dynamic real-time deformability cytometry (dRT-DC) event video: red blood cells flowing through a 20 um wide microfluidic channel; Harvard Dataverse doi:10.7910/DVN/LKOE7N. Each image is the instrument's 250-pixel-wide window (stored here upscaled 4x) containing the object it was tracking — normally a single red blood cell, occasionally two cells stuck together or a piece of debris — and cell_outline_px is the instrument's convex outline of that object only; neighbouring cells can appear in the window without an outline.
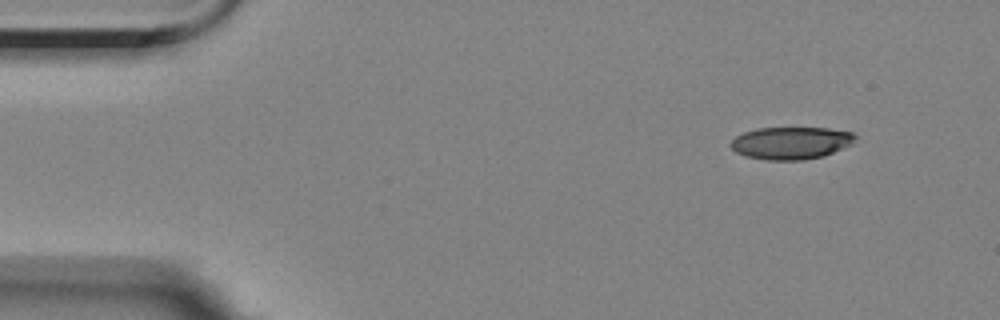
{"species": "Egyptian fruit bat (a non-hibernating species)", "species_latin": "Rousettus aegyptiacus", "temperature_condition": "room temperature", "stored_images_in_passage": 47, "camera_frame_rate_fps": 3000, "um_per_image_px": 0.085, "animal": {"sex": "female"}, "frame": {"image": 1, "passage_image": 1, "time_ms": 0.0, "image_size_px": [1000, 320], "cell_outline_px": [[856, 136], [848, 144], [824, 156], [804, 160], [768, 160], [748, 156], [736, 152], [728, 144], [736, 136], [744, 132], [756, 128], [828, 128], [852, 132]], "centroid_in_image_um": [67.18, 12.15], "position_along_channel_um": 17.8, "area_um2": 23.18}}
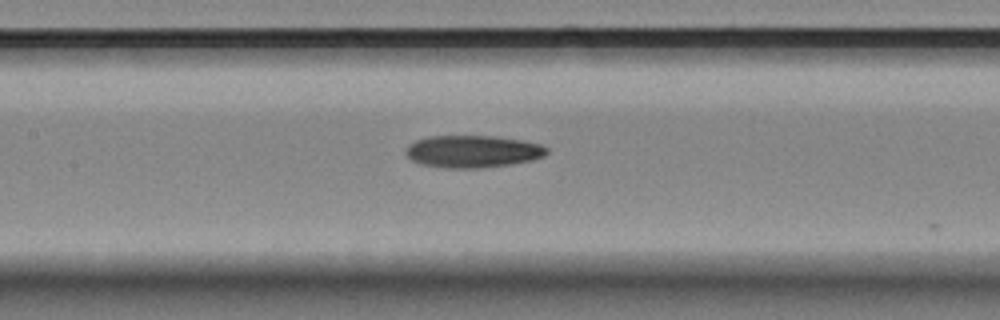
{"frame": {"image": 2, "passage_image": 21, "time_ms": 6.667, "image_size_px": [1000, 320], "cell_outline_px": [[548, 152], [544, 156], [532, 160], [512, 164], [480, 168], [444, 168], [420, 164], [412, 160], [408, 156], [408, 144], [416, 140], [428, 136], [492, 136], [524, 140], [540, 144], [548, 148]], "centroid_in_image_um": [40.21, 12.87], "position_along_channel_um": 167.2, "area_um2": 26.53}}
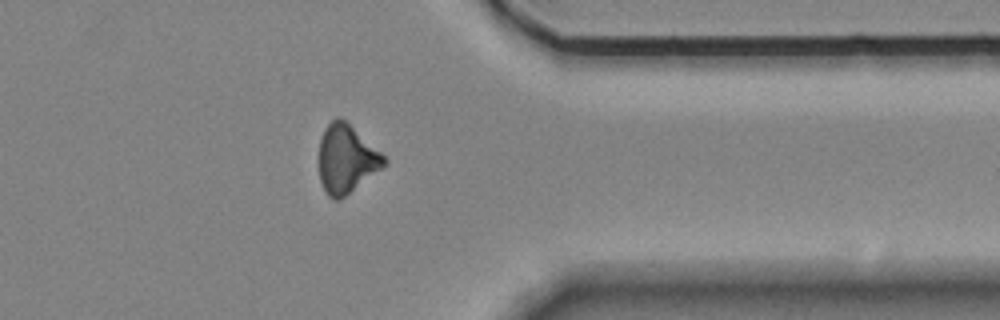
{"frame": {"image": 3, "passage_image": 40, "time_ms": 13.0, "image_size_px": [1000, 320], "cell_outline_px": [[388, 160], [380, 168], [340, 200], [332, 200], [328, 196], [320, 180], [320, 140], [324, 128], [336, 116], [340, 116], [348, 120]], "centroid_in_image_um": [29.42, 13.46], "position_along_channel_um": 382.0, "area_um2": 25.72}}